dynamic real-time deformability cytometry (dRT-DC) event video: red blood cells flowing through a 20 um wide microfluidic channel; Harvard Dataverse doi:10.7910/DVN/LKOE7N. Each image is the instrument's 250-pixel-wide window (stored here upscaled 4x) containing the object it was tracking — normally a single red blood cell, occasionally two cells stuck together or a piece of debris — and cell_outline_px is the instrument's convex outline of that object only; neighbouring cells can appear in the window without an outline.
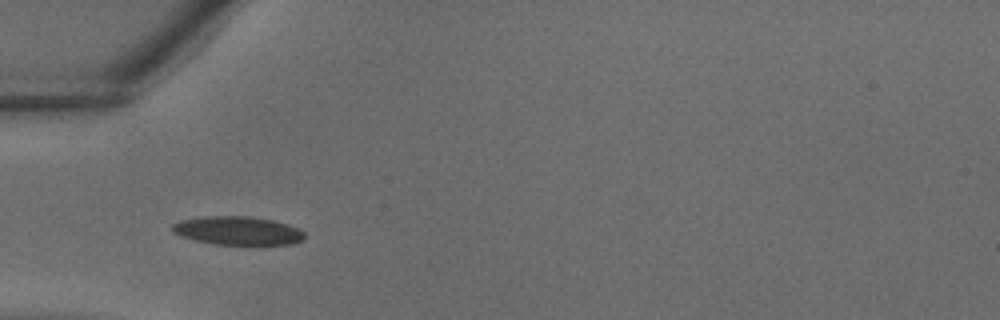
{"species": "common noctule bat (a hibernating species)", "species_latin": "Nyctalus noctula", "temperature_condition": "warm", "stored_images_in_passage": 26, "camera_frame_rate_fps": 3000, "um_per_image_px": 0.085, "animal": {"sex": "male", "body_mass_g": 18.8}, "frame": {"image": 1, "passage_image": 1, "time_ms": 0.0, "image_size_px": [1000, 320], "cell_outline_px": [[304, 240], [292, 244], [216, 244], [196, 240], [180, 236], [172, 232], [172, 224], [180, 220], [204, 216], [252, 216], [272, 220], [288, 224], [304, 232]], "centroid_in_image_um": [20.19, 19.6], "position_along_channel_um": 64.8, "area_um2": 21.91}}
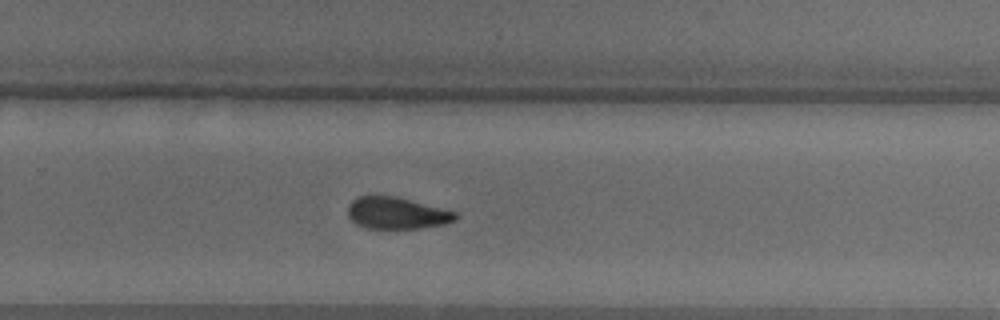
{"frame": {"image": 2, "passage_image": 14, "time_ms": 4.333, "image_size_px": [1000, 320], "cell_outline_px": [[456, 220], [444, 224], [420, 228], [368, 228], [356, 224], [348, 216], [348, 204], [356, 196], [396, 196], [456, 212]], "centroid_in_image_um": [33.69, 18.11], "position_along_channel_um": 296.1, "area_um2": 19.77}}
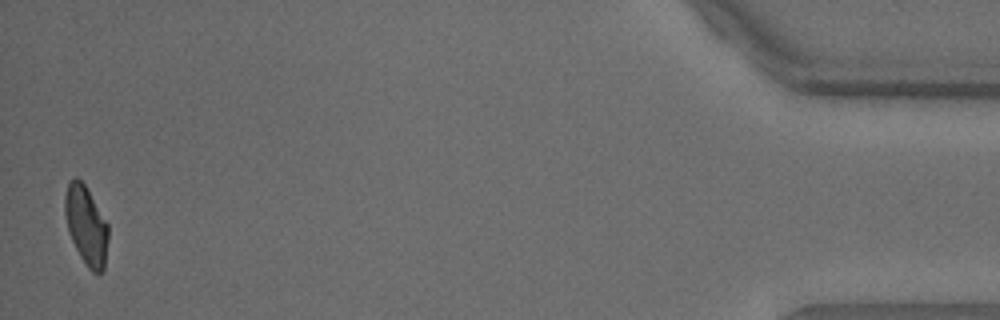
{"frame": {"image": 3, "passage_image": 26, "time_ms": 8.333, "image_size_px": [1000, 320], "cell_outline_px": [[108, 240], [104, 268], [100, 272], [92, 272], [88, 268], [80, 256], [68, 232], [64, 212], [64, 196], [68, 180], [72, 176], [76, 176], [84, 184], [108, 224]], "centroid_in_image_um": [7.3, 19.12], "position_along_channel_um": 427.9, "area_um2": 19.94}}